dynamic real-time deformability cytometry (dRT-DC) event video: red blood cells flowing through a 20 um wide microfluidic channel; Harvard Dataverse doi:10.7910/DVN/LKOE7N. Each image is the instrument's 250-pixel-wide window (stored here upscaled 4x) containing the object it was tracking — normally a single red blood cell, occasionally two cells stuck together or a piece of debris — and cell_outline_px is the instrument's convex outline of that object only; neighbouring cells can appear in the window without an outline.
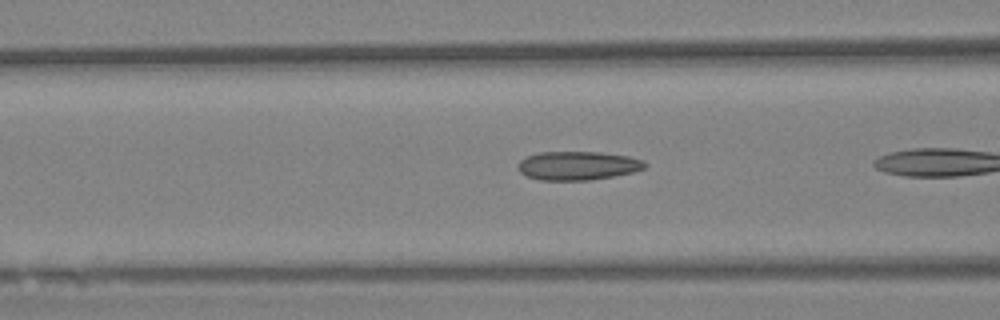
{"species": "Egyptian fruit bat (a non-hibernating species)", "species_latin": "Rousettus aegyptiacus", "temperature_condition": "warm", "stored_images_in_passage": 28, "camera_frame_rate_fps": 3000, "um_per_image_px": 0.085, "animal": {"sex": "female"}, "frame": {"image": 1, "passage_image": 5, "time_ms": 1.333, "image_size_px": [1000, 320], "cell_outline_px": [[648, 164], [644, 168], [632, 172], [592, 180], [540, 180], [528, 176], [520, 172], [520, 160], [528, 156], [540, 152], [600, 152], [628, 156], [644, 160]], "centroid_in_image_um": [49.15, 14.08], "position_along_channel_um": 117.4, "area_um2": 21.04}}